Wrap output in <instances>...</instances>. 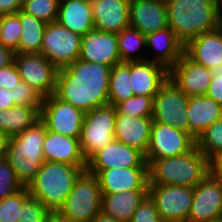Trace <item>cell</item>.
<instances>
[{
	"label": "cell",
	"instance_id": "cell-1",
	"mask_svg": "<svg viewBox=\"0 0 222 222\" xmlns=\"http://www.w3.org/2000/svg\"><path fill=\"white\" fill-rule=\"evenodd\" d=\"M110 70L108 65L76 59L58 70L53 95L84 113L107 105Z\"/></svg>",
	"mask_w": 222,
	"mask_h": 222
},
{
	"label": "cell",
	"instance_id": "cell-2",
	"mask_svg": "<svg viewBox=\"0 0 222 222\" xmlns=\"http://www.w3.org/2000/svg\"><path fill=\"white\" fill-rule=\"evenodd\" d=\"M168 27L185 45L189 40L217 29L220 0H165Z\"/></svg>",
	"mask_w": 222,
	"mask_h": 222
},
{
	"label": "cell",
	"instance_id": "cell-3",
	"mask_svg": "<svg viewBox=\"0 0 222 222\" xmlns=\"http://www.w3.org/2000/svg\"><path fill=\"white\" fill-rule=\"evenodd\" d=\"M84 171L86 166L45 161L27 189L50 213H57Z\"/></svg>",
	"mask_w": 222,
	"mask_h": 222
},
{
	"label": "cell",
	"instance_id": "cell-4",
	"mask_svg": "<svg viewBox=\"0 0 222 222\" xmlns=\"http://www.w3.org/2000/svg\"><path fill=\"white\" fill-rule=\"evenodd\" d=\"M46 126L39 120L18 135L6 139L4 157L20 183L27 187L45 162L43 143Z\"/></svg>",
	"mask_w": 222,
	"mask_h": 222
},
{
	"label": "cell",
	"instance_id": "cell-5",
	"mask_svg": "<svg viewBox=\"0 0 222 222\" xmlns=\"http://www.w3.org/2000/svg\"><path fill=\"white\" fill-rule=\"evenodd\" d=\"M208 174V159L195 146L179 156L152 160L148 164V185L195 188Z\"/></svg>",
	"mask_w": 222,
	"mask_h": 222
},
{
	"label": "cell",
	"instance_id": "cell-6",
	"mask_svg": "<svg viewBox=\"0 0 222 222\" xmlns=\"http://www.w3.org/2000/svg\"><path fill=\"white\" fill-rule=\"evenodd\" d=\"M102 191L95 175L84 171L56 213L65 222H91L101 211Z\"/></svg>",
	"mask_w": 222,
	"mask_h": 222
},
{
	"label": "cell",
	"instance_id": "cell-7",
	"mask_svg": "<svg viewBox=\"0 0 222 222\" xmlns=\"http://www.w3.org/2000/svg\"><path fill=\"white\" fill-rule=\"evenodd\" d=\"M115 121L116 107L110 104L85 113L79 141L86 161L114 140Z\"/></svg>",
	"mask_w": 222,
	"mask_h": 222
},
{
	"label": "cell",
	"instance_id": "cell-8",
	"mask_svg": "<svg viewBox=\"0 0 222 222\" xmlns=\"http://www.w3.org/2000/svg\"><path fill=\"white\" fill-rule=\"evenodd\" d=\"M82 36L57 21L46 25L40 53L58 70L79 59Z\"/></svg>",
	"mask_w": 222,
	"mask_h": 222
},
{
	"label": "cell",
	"instance_id": "cell-9",
	"mask_svg": "<svg viewBox=\"0 0 222 222\" xmlns=\"http://www.w3.org/2000/svg\"><path fill=\"white\" fill-rule=\"evenodd\" d=\"M188 99L189 97L168 77L153 98V122L169 124L188 132Z\"/></svg>",
	"mask_w": 222,
	"mask_h": 222
},
{
	"label": "cell",
	"instance_id": "cell-10",
	"mask_svg": "<svg viewBox=\"0 0 222 222\" xmlns=\"http://www.w3.org/2000/svg\"><path fill=\"white\" fill-rule=\"evenodd\" d=\"M148 195L155 202L163 222H187L194 188L180 185H148Z\"/></svg>",
	"mask_w": 222,
	"mask_h": 222
},
{
	"label": "cell",
	"instance_id": "cell-11",
	"mask_svg": "<svg viewBox=\"0 0 222 222\" xmlns=\"http://www.w3.org/2000/svg\"><path fill=\"white\" fill-rule=\"evenodd\" d=\"M195 146L196 140L188 132L169 124L153 122L145 161L149 164L154 159L179 156Z\"/></svg>",
	"mask_w": 222,
	"mask_h": 222
},
{
	"label": "cell",
	"instance_id": "cell-12",
	"mask_svg": "<svg viewBox=\"0 0 222 222\" xmlns=\"http://www.w3.org/2000/svg\"><path fill=\"white\" fill-rule=\"evenodd\" d=\"M13 63L22 81L43 98L54 93L58 69L41 53H15Z\"/></svg>",
	"mask_w": 222,
	"mask_h": 222
},
{
	"label": "cell",
	"instance_id": "cell-13",
	"mask_svg": "<svg viewBox=\"0 0 222 222\" xmlns=\"http://www.w3.org/2000/svg\"><path fill=\"white\" fill-rule=\"evenodd\" d=\"M85 113L53 94L43 98L40 120L46 129L61 135L80 138Z\"/></svg>",
	"mask_w": 222,
	"mask_h": 222
},
{
	"label": "cell",
	"instance_id": "cell-14",
	"mask_svg": "<svg viewBox=\"0 0 222 222\" xmlns=\"http://www.w3.org/2000/svg\"><path fill=\"white\" fill-rule=\"evenodd\" d=\"M125 167H148V163L138 149L113 140L87 161L86 171L96 176L101 170Z\"/></svg>",
	"mask_w": 222,
	"mask_h": 222
},
{
	"label": "cell",
	"instance_id": "cell-15",
	"mask_svg": "<svg viewBox=\"0 0 222 222\" xmlns=\"http://www.w3.org/2000/svg\"><path fill=\"white\" fill-rule=\"evenodd\" d=\"M222 219V182L209 174L194 188L187 222H212Z\"/></svg>",
	"mask_w": 222,
	"mask_h": 222
},
{
	"label": "cell",
	"instance_id": "cell-16",
	"mask_svg": "<svg viewBox=\"0 0 222 222\" xmlns=\"http://www.w3.org/2000/svg\"><path fill=\"white\" fill-rule=\"evenodd\" d=\"M79 58L113 67L122 63L116 33L90 30L82 36Z\"/></svg>",
	"mask_w": 222,
	"mask_h": 222
},
{
	"label": "cell",
	"instance_id": "cell-17",
	"mask_svg": "<svg viewBox=\"0 0 222 222\" xmlns=\"http://www.w3.org/2000/svg\"><path fill=\"white\" fill-rule=\"evenodd\" d=\"M169 77L188 97L206 95L212 80L209 69L191 61L185 54L169 70Z\"/></svg>",
	"mask_w": 222,
	"mask_h": 222
},
{
	"label": "cell",
	"instance_id": "cell-18",
	"mask_svg": "<svg viewBox=\"0 0 222 222\" xmlns=\"http://www.w3.org/2000/svg\"><path fill=\"white\" fill-rule=\"evenodd\" d=\"M102 194L148 190V167L111 168L96 175Z\"/></svg>",
	"mask_w": 222,
	"mask_h": 222
},
{
	"label": "cell",
	"instance_id": "cell-19",
	"mask_svg": "<svg viewBox=\"0 0 222 222\" xmlns=\"http://www.w3.org/2000/svg\"><path fill=\"white\" fill-rule=\"evenodd\" d=\"M130 27L144 35L168 27L165 0H130Z\"/></svg>",
	"mask_w": 222,
	"mask_h": 222
},
{
	"label": "cell",
	"instance_id": "cell-20",
	"mask_svg": "<svg viewBox=\"0 0 222 222\" xmlns=\"http://www.w3.org/2000/svg\"><path fill=\"white\" fill-rule=\"evenodd\" d=\"M130 0H94L91 2L94 29L119 33L130 26Z\"/></svg>",
	"mask_w": 222,
	"mask_h": 222
},
{
	"label": "cell",
	"instance_id": "cell-21",
	"mask_svg": "<svg viewBox=\"0 0 222 222\" xmlns=\"http://www.w3.org/2000/svg\"><path fill=\"white\" fill-rule=\"evenodd\" d=\"M146 50L150 52V56L146 53L148 61L160 63L170 70L183 56L184 44L167 27L146 35Z\"/></svg>",
	"mask_w": 222,
	"mask_h": 222
},
{
	"label": "cell",
	"instance_id": "cell-22",
	"mask_svg": "<svg viewBox=\"0 0 222 222\" xmlns=\"http://www.w3.org/2000/svg\"><path fill=\"white\" fill-rule=\"evenodd\" d=\"M169 70L153 61H130V85L134 96H155L168 79Z\"/></svg>",
	"mask_w": 222,
	"mask_h": 222
},
{
	"label": "cell",
	"instance_id": "cell-23",
	"mask_svg": "<svg viewBox=\"0 0 222 222\" xmlns=\"http://www.w3.org/2000/svg\"><path fill=\"white\" fill-rule=\"evenodd\" d=\"M184 54L193 62L212 69L222 67V34L215 29L189 40Z\"/></svg>",
	"mask_w": 222,
	"mask_h": 222
},
{
	"label": "cell",
	"instance_id": "cell-24",
	"mask_svg": "<svg viewBox=\"0 0 222 222\" xmlns=\"http://www.w3.org/2000/svg\"><path fill=\"white\" fill-rule=\"evenodd\" d=\"M45 161L87 166L79 138H73L46 129L43 143Z\"/></svg>",
	"mask_w": 222,
	"mask_h": 222
},
{
	"label": "cell",
	"instance_id": "cell-25",
	"mask_svg": "<svg viewBox=\"0 0 222 222\" xmlns=\"http://www.w3.org/2000/svg\"><path fill=\"white\" fill-rule=\"evenodd\" d=\"M152 123V117L133 118L116 114L114 140L136 148L145 155L150 142Z\"/></svg>",
	"mask_w": 222,
	"mask_h": 222
},
{
	"label": "cell",
	"instance_id": "cell-26",
	"mask_svg": "<svg viewBox=\"0 0 222 222\" xmlns=\"http://www.w3.org/2000/svg\"><path fill=\"white\" fill-rule=\"evenodd\" d=\"M188 133L195 139L222 118V106L206 95L189 96Z\"/></svg>",
	"mask_w": 222,
	"mask_h": 222
},
{
	"label": "cell",
	"instance_id": "cell-27",
	"mask_svg": "<svg viewBox=\"0 0 222 222\" xmlns=\"http://www.w3.org/2000/svg\"><path fill=\"white\" fill-rule=\"evenodd\" d=\"M57 22L81 36L94 29L91 3L82 0H60Z\"/></svg>",
	"mask_w": 222,
	"mask_h": 222
},
{
	"label": "cell",
	"instance_id": "cell-28",
	"mask_svg": "<svg viewBox=\"0 0 222 222\" xmlns=\"http://www.w3.org/2000/svg\"><path fill=\"white\" fill-rule=\"evenodd\" d=\"M148 190H131L102 194L101 210L119 222H129Z\"/></svg>",
	"mask_w": 222,
	"mask_h": 222
},
{
	"label": "cell",
	"instance_id": "cell-29",
	"mask_svg": "<svg viewBox=\"0 0 222 222\" xmlns=\"http://www.w3.org/2000/svg\"><path fill=\"white\" fill-rule=\"evenodd\" d=\"M40 120V113L30 106L14 105L0 109V133L5 139L14 137Z\"/></svg>",
	"mask_w": 222,
	"mask_h": 222
},
{
	"label": "cell",
	"instance_id": "cell-30",
	"mask_svg": "<svg viewBox=\"0 0 222 222\" xmlns=\"http://www.w3.org/2000/svg\"><path fill=\"white\" fill-rule=\"evenodd\" d=\"M22 33L18 44V53H40L46 23L19 10Z\"/></svg>",
	"mask_w": 222,
	"mask_h": 222
},
{
	"label": "cell",
	"instance_id": "cell-31",
	"mask_svg": "<svg viewBox=\"0 0 222 222\" xmlns=\"http://www.w3.org/2000/svg\"><path fill=\"white\" fill-rule=\"evenodd\" d=\"M117 39L122 62L147 60L146 35L129 26L117 33Z\"/></svg>",
	"mask_w": 222,
	"mask_h": 222
},
{
	"label": "cell",
	"instance_id": "cell-32",
	"mask_svg": "<svg viewBox=\"0 0 222 222\" xmlns=\"http://www.w3.org/2000/svg\"><path fill=\"white\" fill-rule=\"evenodd\" d=\"M132 96L134 92L130 85V61L114 65L109 75V104L116 106Z\"/></svg>",
	"mask_w": 222,
	"mask_h": 222
},
{
	"label": "cell",
	"instance_id": "cell-33",
	"mask_svg": "<svg viewBox=\"0 0 222 222\" xmlns=\"http://www.w3.org/2000/svg\"><path fill=\"white\" fill-rule=\"evenodd\" d=\"M196 147L207 159L222 152V118L208 127L196 140Z\"/></svg>",
	"mask_w": 222,
	"mask_h": 222
},
{
	"label": "cell",
	"instance_id": "cell-34",
	"mask_svg": "<svg viewBox=\"0 0 222 222\" xmlns=\"http://www.w3.org/2000/svg\"><path fill=\"white\" fill-rule=\"evenodd\" d=\"M60 0H23L22 11L46 24L56 22Z\"/></svg>",
	"mask_w": 222,
	"mask_h": 222
},
{
	"label": "cell",
	"instance_id": "cell-35",
	"mask_svg": "<svg viewBox=\"0 0 222 222\" xmlns=\"http://www.w3.org/2000/svg\"><path fill=\"white\" fill-rule=\"evenodd\" d=\"M21 30L20 19L16 13L0 16V44L14 53H18Z\"/></svg>",
	"mask_w": 222,
	"mask_h": 222
},
{
	"label": "cell",
	"instance_id": "cell-36",
	"mask_svg": "<svg viewBox=\"0 0 222 222\" xmlns=\"http://www.w3.org/2000/svg\"><path fill=\"white\" fill-rule=\"evenodd\" d=\"M154 96H132L118 103L116 114H123L133 118L152 117Z\"/></svg>",
	"mask_w": 222,
	"mask_h": 222
},
{
	"label": "cell",
	"instance_id": "cell-37",
	"mask_svg": "<svg viewBox=\"0 0 222 222\" xmlns=\"http://www.w3.org/2000/svg\"><path fill=\"white\" fill-rule=\"evenodd\" d=\"M30 197L27 187L0 201V222H17L23 203Z\"/></svg>",
	"mask_w": 222,
	"mask_h": 222
},
{
	"label": "cell",
	"instance_id": "cell-38",
	"mask_svg": "<svg viewBox=\"0 0 222 222\" xmlns=\"http://www.w3.org/2000/svg\"><path fill=\"white\" fill-rule=\"evenodd\" d=\"M24 186L5 157L0 159V201L20 191Z\"/></svg>",
	"mask_w": 222,
	"mask_h": 222
},
{
	"label": "cell",
	"instance_id": "cell-39",
	"mask_svg": "<svg viewBox=\"0 0 222 222\" xmlns=\"http://www.w3.org/2000/svg\"><path fill=\"white\" fill-rule=\"evenodd\" d=\"M11 92L15 105L30 106L41 112L43 97L27 83L21 81Z\"/></svg>",
	"mask_w": 222,
	"mask_h": 222
},
{
	"label": "cell",
	"instance_id": "cell-40",
	"mask_svg": "<svg viewBox=\"0 0 222 222\" xmlns=\"http://www.w3.org/2000/svg\"><path fill=\"white\" fill-rule=\"evenodd\" d=\"M50 214L38 199L30 196L23 203L17 222H44Z\"/></svg>",
	"mask_w": 222,
	"mask_h": 222
},
{
	"label": "cell",
	"instance_id": "cell-41",
	"mask_svg": "<svg viewBox=\"0 0 222 222\" xmlns=\"http://www.w3.org/2000/svg\"><path fill=\"white\" fill-rule=\"evenodd\" d=\"M129 222H163L156 209L155 202L147 195L139 204Z\"/></svg>",
	"mask_w": 222,
	"mask_h": 222
},
{
	"label": "cell",
	"instance_id": "cell-42",
	"mask_svg": "<svg viewBox=\"0 0 222 222\" xmlns=\"http://www.w3.org/2000/svg\"><path fill=\"white\" fill-rule=\"evenodd\" d=\"M212 80L207 90L206 96L213 99L222 106V67L210 69Z\"/></svg>",
	"mask_w": 222,
	"mask_h": 222
},
{
	"label": "cell",
	"instance_id": "cell-43",
	"mask_svg": "<svg viewBox=\"0 0 222 222\" xmlns=\"http://www.w3.org/2000/svg\"><path fill=\"white\" fill-rule=\"evenodd\" d=\"M22 81L14 63L0 69V88L12 90Z\"/></svg>",
	"mask_w": 222,
	"mask_h": 222
},
{
	"label": "cell",
	"instance_id": "cell-44",
	"mask_svg": "<svg viewBox=\"0 0 222 222\" xmlns=\"http://www.w3.org/2000/svg\"><path fill=\"white\" fill-rule=\"evenodd\" d=\"M209 175L222 182V152L208 159Z\"/></svg>",
	"mask_w": 222,
	"mask_h": 222
},
{
	"label": "cell",
	"instance_id": "cell-45",
	"mask_svg": "<svg viewBox=\"0 0 222 222\" xmlns=\"http://www.w3.org/2000/svg\"><path fill=\"white\" fill-rule=\"evenodd\" d=\"M22 5L23 0H0V16L17 13Z\"/></svg>",
	"mask_w": 222,
	"mask_h": 222
},
{
	"label": "cell",
	"instance_id": "cell-46",
	"mask_svg": "<svg viewBox=\"0 0 222 222\" xmlns=\"http://www.w3.org/2000/svg\"><path fill=\"white\" fill-rule=\"evenodd\" d=\"M14 52L0 44V69L5 68L13 63Z\"/></svg>",
	"mask_w": 222,
	"mask_h": 222
},
{
	"label": "cell",
	"instance_id": "cell-47",
	"mask_svg": "<svg viewBox=\"0 0 222 222\" xmlns=\"http://www.w3.org/2000/svg\"><path fill=\"white\" fill-rule=\"evenodd\" d=\"M14 100L11 90L0 88V109H9L13 107Z\"/></svg>",
	"mask_w": 222,
	"mask_h": 222
},
{
	"label": "cell",
	"instance_id": "cell-48",
	"mask_svg": "<svg viewBox=\"0 0 222 222\" xmlns=\"http://www.w3.org/2000/svg\"><path fill=\"white\" fill-rule=\"evenodd\" d=\"M91 222H119L112 216L104 213L102 210L98 213V215Z\"/></svg>",
	"mask_w": 222,
	"mask_h": 222
},
{
	"label": "cell",
	"instance_id": "cell-49",
	"mask_svg": "<svg viewBox=\"0 0 222 222\" xmlns=\"http://www.w3.org/2000/svg\"><path fill=\"white\" fill-rule=\"evenodd\" d=\"M44 222H65L56 213H51L50 216Z\"/></svg>",
	"mask_w": 222,
	"mask_h": 222
},
{
	"label": "cell",
	"instance_id": "cell-50",
	"mask_svg": "<svg viewBox=\"0 0 222 222\" xmlns=\"http://www.w3.org/2000/svg\"><path fill=\"white\" fill-rule=\"evenodd\" d=\"M6 139L0 133V159L4 157Z\"/></svg>",
	"mask_w": 222,
	"mask_h": 222
},
{
	"label": "cell",
	"instance_id": "cell-51",
	"mask_svg": "<svg viewBox=\"0 0 222 222\" xmlns=\"http://www.w3.org/2000/svg\"><path fill=\"white\" fill-rule=\"evenodd\" d=\"M217 29H218V30L221 32V34H222V14L219 15Z\"/></svg>",
	"mask_w": 222,
	"mask_h": 222
},
{
	"label": "cell",
	"instance_id": "cell-52",
	"mask_svg": "<svg viewBox=\"0 0 222 222\" xmlns=\"http://www.w3.org/2000/svg\"><path fill=\"white\" fill-rule=\"evenodd\" d=\"M220 14H222V0L220 1Z\"/></svg>",
	"mask_w": 222,
	"mask_h": 222
},
{
	"label": "cell",
	"instance_id": "cell-53",
	"mask_svg": "<svg viewBox=\"0 0 222 222\" xmlns=\"http://www.w3.org/2000/svg\"><path fill=\"white\" fill-rule=\"evenodd\" d=\"M82 1H86V2H93L94 0H82Z\"/></svg>",
	"mask_w": 222,
	"mask_h": 222
},
{
	"label": "cell",
	"instance_id": "cell-54",
	"mask_svg": "<svg viewBox=\"0 0 222 222\" xmlns=\"http://www.w3.org/2000/svg\"><path fill=\"white\" fill-rule=\"evenodd\" d=\"M212 222H222V219L216 220V221H212Z\"/></svg>",
	"mask_w": 222,
	"mask_h": 222
}]
</instances>
